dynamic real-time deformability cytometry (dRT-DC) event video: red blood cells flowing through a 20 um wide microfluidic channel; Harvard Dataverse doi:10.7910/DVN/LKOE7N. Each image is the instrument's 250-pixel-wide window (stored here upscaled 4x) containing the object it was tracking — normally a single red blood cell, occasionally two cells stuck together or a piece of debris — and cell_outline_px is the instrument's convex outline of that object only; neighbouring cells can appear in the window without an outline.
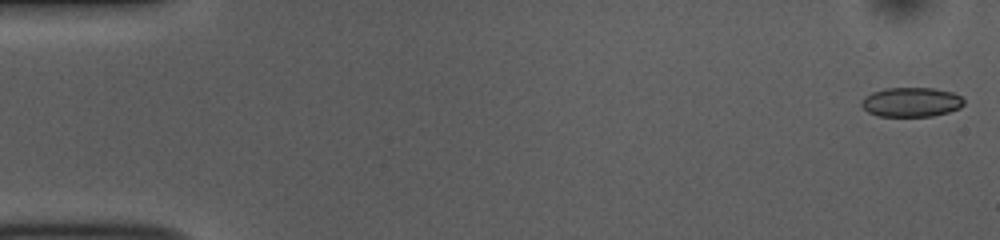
{"species": "common noctule bat (a hibernating species)", "species_latin": "Nyctalus noctula", "temperature_condition": "room temperature", "stored_images_in_passage": 52, "camera_frame_rate_fps": 3000, "um_per_image_px": 0.085, "animal": {"sex": "female", "body_mass_g": 10.0, "forearm_length_mm": 53.1}, "frame": {"image": 1, "passage_image": 1, "time_ms": 0.0, "image_size_px": [1000, 240], "cell_outline_px": [[964, 104], [960, 108], [948, 112], [932, 116], [876, 116], [868, 112], [860, 104], [860, 100], [864, 96], [872, 92], [884, 88], [932, 88], [952, 92], [960, 96], [964, 100]], "centroid_in_image_um": [77.42, 8.68], "position_along_channel_um": 7.6, "area_um2": 17.69}}
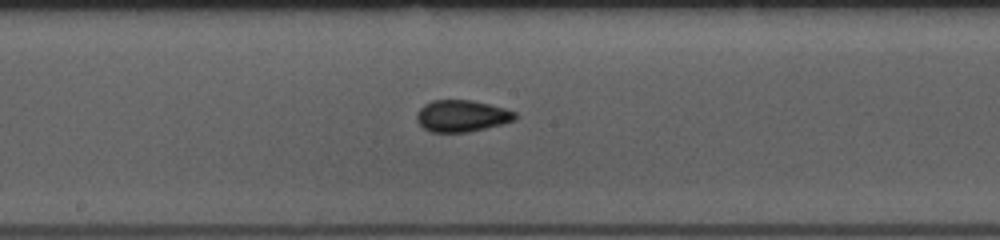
{"frame": {"image": 2, "passage_image": 27, "time_ms": 8.667, "image_size_px": [1000, 240], "cell_outline_px": [[516, 120], [468, 132], [432, 132], [424, 128], [416, 120], [416, 112], [424, 104], [432, 100], [472, 100], [504, 108], [516, 112]], "centroid_in_image_um": [39.22, 9.85], "position_along_channel_um": 209.0, "area_um2": 18.09}}
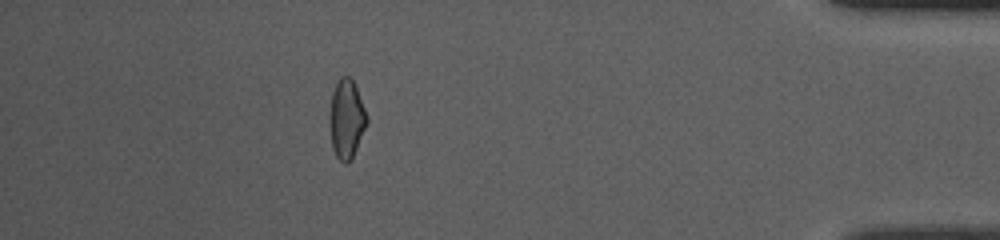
{"frame": {"image": 3, "passage_image": 46, "time_ms": 15.0, "image_size_px": [1000, 240], "cell_outline_px": [[368, 120], [352, 160], [344, 164], [336, 156], [332, 148], [328, 124], [328, 120], [332, 92], [340, 76], [348, 76], [352, 80], [356, 88], [368, 116]], "centroid_in_image_um": [29.43, 10.14], "position_along_channel_um": 405.8, "area_um2": 17.28}, "authors_computed_cell_mechanics": {"area_um2": 17.6868, "velocity_mm_per_s": 3.8659, "shape_relaxation_time_tau1_ms": 7.0346, "shape_relaxation_time_tau2_ms": 1.5093, "deformation_change_tau1": 0.1245, "deformation_change_tau2": 0.0483}}